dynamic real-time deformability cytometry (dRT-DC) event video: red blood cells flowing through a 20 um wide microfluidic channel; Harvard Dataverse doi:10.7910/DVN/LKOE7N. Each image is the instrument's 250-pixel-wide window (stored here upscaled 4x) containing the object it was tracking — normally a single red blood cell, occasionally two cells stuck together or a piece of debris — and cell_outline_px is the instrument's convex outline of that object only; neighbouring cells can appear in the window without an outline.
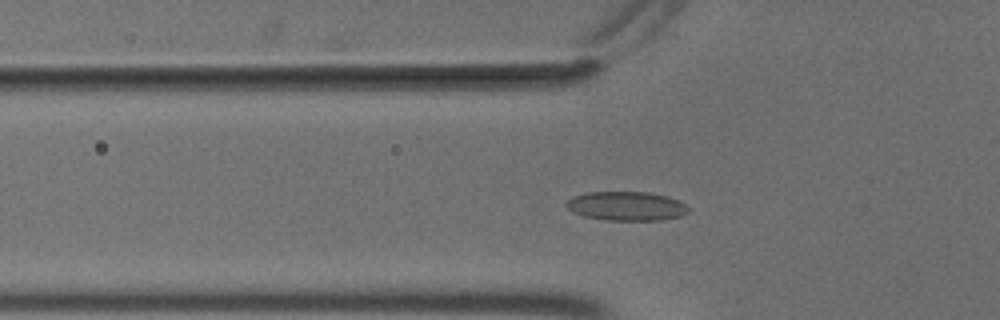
{"species": "common noctule bat (a hibernating species)", "species_latin": "Nyctalus noctula", "temperature_condition": "cold", "stored_images_in_passage": 52, "camera_frame_rate_fps": 3000, "um_per_image_px": 0.085, "animal": {"sex": "male", "body_mass_g": 18.8}, "frame": {"image": 1, "passage_image": 16, "time_ms": 5.0, "image_size_px": [1000, 320], "cell_outline_px": [[688, 212], [680, 216], [660, 220], [608, 220], [584, 216], [572, 212], [564, 204], [572, 196], [584, 192], [648, 192], [668, 196], [680, 200], [688, 204]], "centroid_in_image_um": [53.25, 17.5], "position_along_channel_um": 72.5, "area_um2": 20.87}}
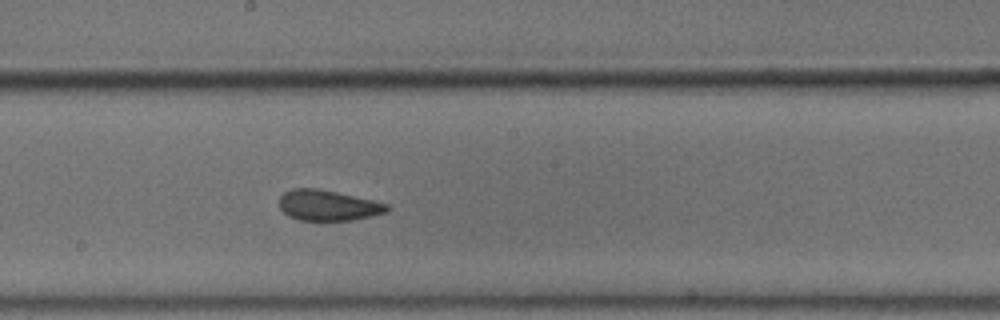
{"frame": {"image": 2, "passage_image": 28, "time_ms": 9.0, "image_size_px": [1000, 320], "cell_outline_px": [[388, 208], [384, 212], [352, 220], [300, 220], [288, 216], [280, 208], [280, 196], [284, 192], [292, 188], [316, 188], [336, 192], [372, 200], [388, 204]], "centroid_in_image_um": [27.81, 17.45], "position_along_channel_um": 220.4, "area_um2": 18.84}}
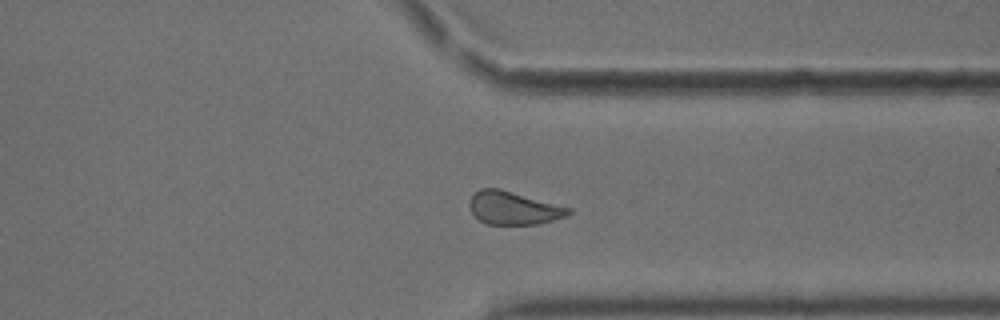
{"frame": {"image": 3, "passage_image": 40, "time_ms": 13.0, "image_size_px": [1000, 320], "cell_outline_px": [[572, 212], [568, 216], [540, 224], [488, 224], [480, 220], [472, 212], [468, 204], [468, 200], [480, 188], [500, 188], [572, 208]], "centroid_in_image_um": [43.68, 17.68], "position_along_channel_um": 367.7, "area_um2": 19.19}, "authors_computed_cell_mechanics": {"area_um2": 20.0277, "velocity_mm_per_s": 3.6816, "shape_relaxation_time_tau1_ms": 11.1262, "shape_relaxation_time_tau2_ms": 1.3933, "deformation_change_tau1": 0.1642, "deformation_change_tau2": 0.0784}}